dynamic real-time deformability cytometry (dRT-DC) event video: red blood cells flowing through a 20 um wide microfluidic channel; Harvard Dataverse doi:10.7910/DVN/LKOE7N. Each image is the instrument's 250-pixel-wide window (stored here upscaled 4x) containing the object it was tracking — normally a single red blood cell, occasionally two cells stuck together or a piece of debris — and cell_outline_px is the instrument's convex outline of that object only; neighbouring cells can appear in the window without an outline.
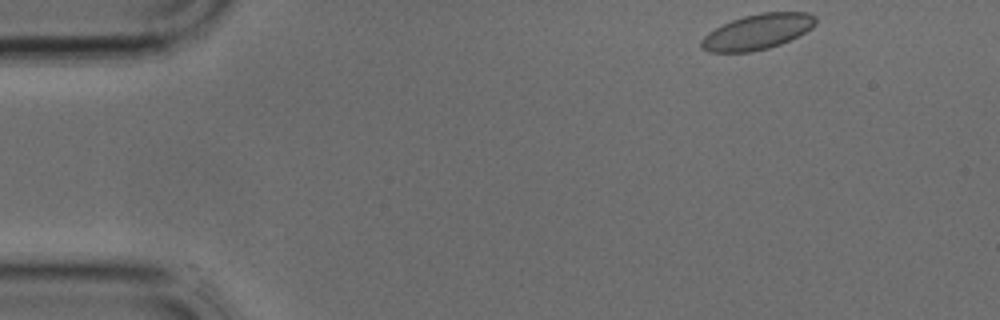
{"species": "common noctule bat (a hibernating species)", "species_latin": "Nyctalus noctula", "temperature_condition": "cold", "stored_images_in_passage": 34, "camera_frame_rate_fps": 3000, "um_per_image_px": 0.085, "animal": {"sex": "male", "body_mass_g": 17.9, "forearm_length_mm": 54.2}, "frame": {"image": 1, "passage_image": 1, "time_ms": 0.0, "image_size_px": [1000, 320], "cell_outline_px": [[816, 24], [812, 28], [780, 44], [768, 48], [752, 52], [708, 52], [700, 48], [700, 40], [708, 32], [732, 20], [744, 16], [760, 12], [808, 12], [816, 16]], "centroid_in_image_um": [64.37, 2.7], "position_along_channel_um": 20.6, "area_um2": 23.52}}
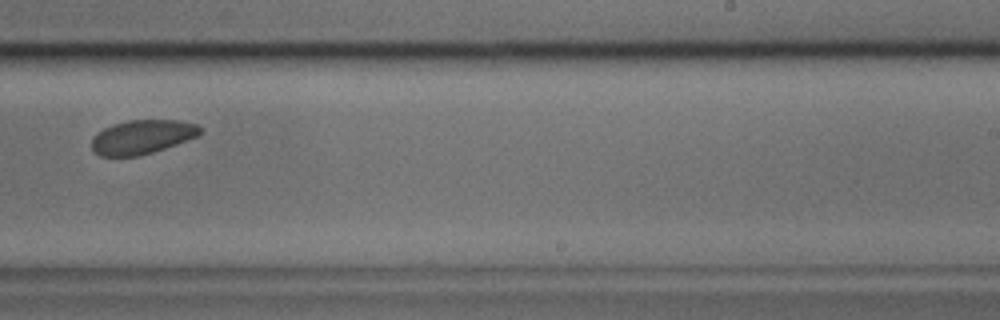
{"frame": {"image": 2, "passage_image": 21, "time_ms": 6.667, "image_size_px": [1000, 320], "cell_outline_px": [[200, 132], [196, 136], [164, 148], [140, 156], [100, 156], [92, 148], [92, 140], [96, 132], [112, 124], [128, 120], [176, 120], [196, 124], [200, 128]], "centroid_in_image_um": [12.02, 11.63], "position_along_channel_um": 277.0, "area_um2": 21.21}}
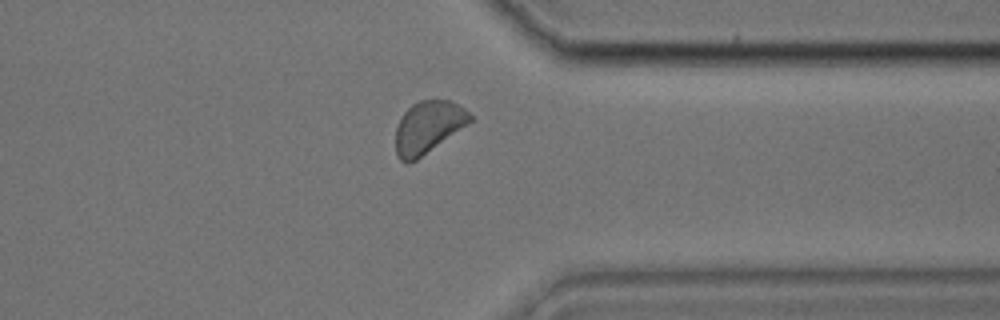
{"frame": {"image": 3, "passage_image": 27, "time_ms": 8.667, "image_size_px": [1000, 320], "cell_outline_px": [[472, 120], [468, 124], [416, 160], [408, 164], [400, 160], [396, 156], [396, 128], [404, 112], [412, 104], [420, 100], [452, 100], [464, 108], [472, 116]], "centroid_in_image_um": [36.38, 10.81], "position_along_channel_um": 375.0, "area_um2": 22.48}}